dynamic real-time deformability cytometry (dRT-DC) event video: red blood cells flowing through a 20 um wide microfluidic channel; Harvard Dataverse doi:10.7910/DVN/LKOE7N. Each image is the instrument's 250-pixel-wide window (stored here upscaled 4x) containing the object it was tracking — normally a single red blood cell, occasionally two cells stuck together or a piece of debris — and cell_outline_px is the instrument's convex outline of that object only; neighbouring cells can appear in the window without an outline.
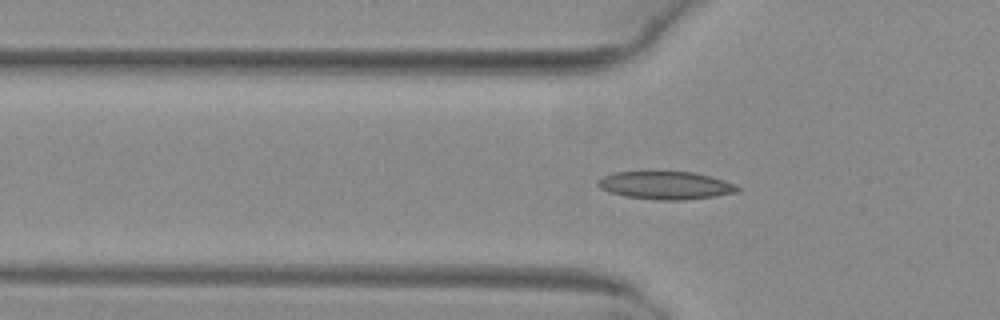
{"species": "common noctule bat (a hibernating species)", "species_latin": "Nyctalus noctula", "temperature_condition": "warm", "stored_images_in_passage": 53, "camera_frame_rate_fps": 3000, "um_per_image_px": 0.085, "animal": {"sex": "female", "body_mass_g": 29.2, "forearm_length_mm": 56.3}, "frame": {"image": 1, "passage_image": 18, "time_ms": 5.667, "image_size_px": [1000, 320], "cell_outline_px": [[740, 192], [716, 196], [684, 200], [656, 200], [624, 196], [600, 188], [596, 184], [596, 180], [604, 176], [616, 172], [648, 168], [692, 172], [724, 180], [736, 184], [740, 188]], "centroid_in_image_um": [56.55, 15.71], "position_along_channel_um": 69.3, "area_um2": 23.76}}
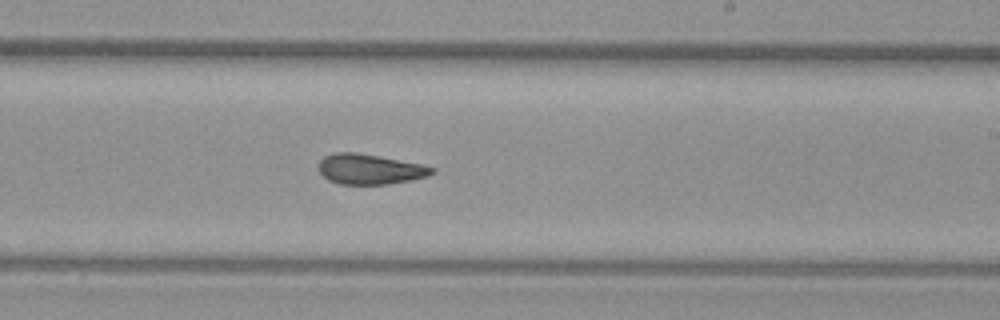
{"frame": {"image": 2, "passage_image": 32, "time_ms": 10.333, "image_size_px": [1000, 320], "cell_outline_px": [[436, 172], [428, 176], [412, 180], [388, 184], [340, 184], [328, 180], [316, 168], [320, 160], [324, 156], [332, 152], [356, 152], [380, 156], [420, 164], [436, 168]], "centroid_in_image_um": [31.42, 14.37], "position_along_channel_um": 257.6, "area_um2": 20.17}}
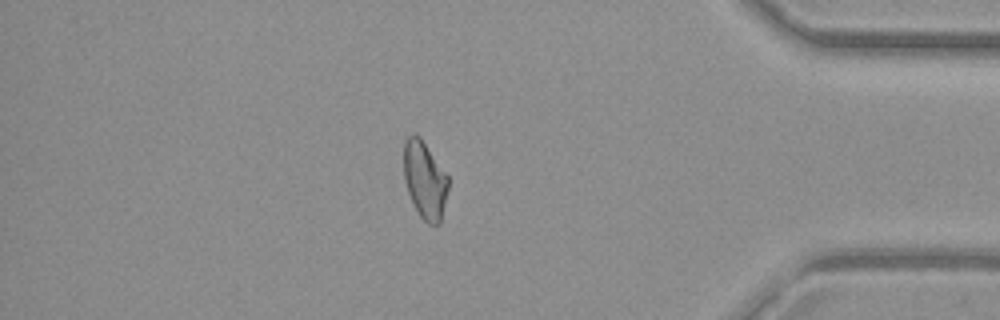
{"frame": {"image": 3, "passage_image": 45, "time_ms": 14.667, "image_size_px": [1000, 320], "cell_outline_px": [[448, 188], [440, 224], [428, 224], [420, 216], [408, 192], [404, 180], [404, 140], [412, 132], [420, 136], [448, 176]], "centroid_in_image_um": [36.1, 15.26], "position_along_channel_um": 399.1, "area_um2": 19.94}, "authors_computed_cell_mechanics": {"area_um2": 20.7502, "velocity_mm_per_s": 4.0462, "shape_relaxation_time_tau1_ms": null, "shape_relaxation_time_tau2_ms": 3.6267, "deformation_change_tau1": null, "deformation_change_tau2": 0.1025}}